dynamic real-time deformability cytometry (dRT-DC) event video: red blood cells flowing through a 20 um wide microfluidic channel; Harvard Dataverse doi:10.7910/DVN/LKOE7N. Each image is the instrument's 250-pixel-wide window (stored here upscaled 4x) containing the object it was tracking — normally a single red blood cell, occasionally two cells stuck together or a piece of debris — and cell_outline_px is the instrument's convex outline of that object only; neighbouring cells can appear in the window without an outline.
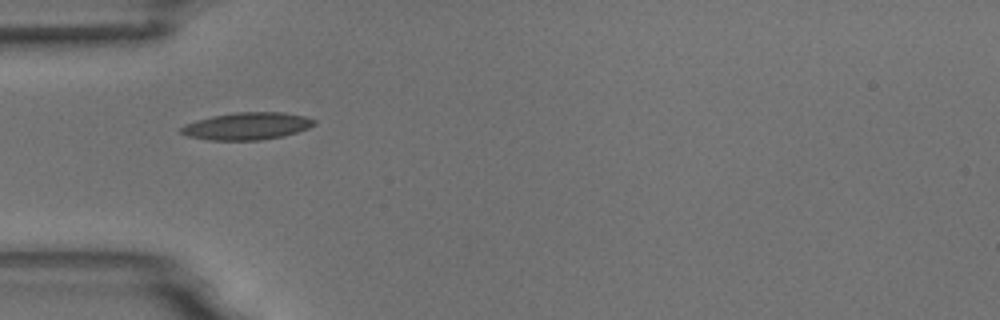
{"species": "common noctule bat (a hibernating species)", "species_latin": "Nyctalus noctula", "temperature_condition": "room temperature", "stored_images_in_passage": 4, "camera_frame_rate_fps": 3000, "um_per_image_px": 0.085, "animal": {"sex": "male", "body_mass_g": 18.8}, "frame": {"image": 1, "passage_image": 2, "time_ms": 1.333, "image_size_px": [1000, 320], "cell_outline_px": [[316, 124], [308, 128], [296, 132], [280, 136], [260, 140], [208, 140], [188, 136], [180, 132], [180, 128], [184, 124], [196, 120], [212, 116], [236, 112], [284, 112], [304, 116], [316, 120]], "centroid_in_image_um": [20.98, 10.71], "position_along_channel_um": 64.0, "area_um2": 21.1}}